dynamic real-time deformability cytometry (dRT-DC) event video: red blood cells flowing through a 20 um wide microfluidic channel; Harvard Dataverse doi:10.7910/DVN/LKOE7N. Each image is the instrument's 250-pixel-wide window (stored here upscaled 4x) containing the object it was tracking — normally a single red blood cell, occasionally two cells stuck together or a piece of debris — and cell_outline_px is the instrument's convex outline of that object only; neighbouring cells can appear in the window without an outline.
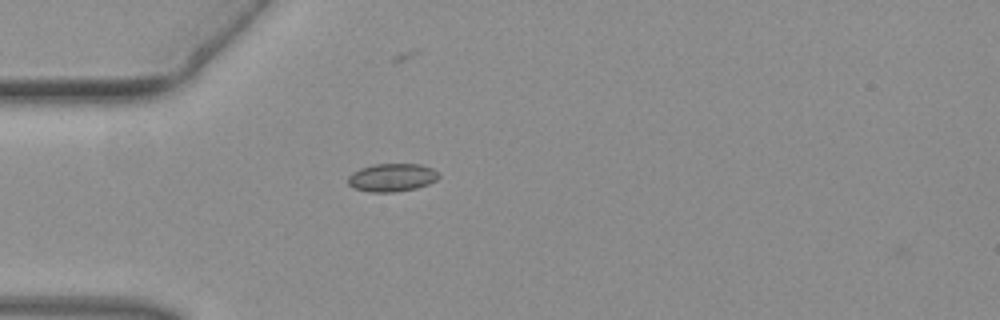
{"species": "common noctule bat (a hibernating species)", "species_latin": "Nyctalus noctula", "temperature_condition": "warm", "stored_images_in_passage": 4, "camera_frame_rate_fps": 3000, "um_per_image_px": 0.085, "animal": {"sex": "female", "body_mass_g": 19.3, "forearm_length_mm": 54.1}, "frame": {"image": 1, "passage_image": 3, "time_ms": 0.667, "image_size_px": [1000, 320], "cell_outline_px": [[440, 176], [436, 180], [428, 184], [416, 188], [396, 192], [368, 192], [352, 188], [348, 184], [348, 176], [352, 172], [360, 168], [372, 164], [420, 164], [432, 168]], "centroid_in_image_um": [33.28, 15.09], "position_along_channel_um": 51.7, "area_um2": 14.97}}